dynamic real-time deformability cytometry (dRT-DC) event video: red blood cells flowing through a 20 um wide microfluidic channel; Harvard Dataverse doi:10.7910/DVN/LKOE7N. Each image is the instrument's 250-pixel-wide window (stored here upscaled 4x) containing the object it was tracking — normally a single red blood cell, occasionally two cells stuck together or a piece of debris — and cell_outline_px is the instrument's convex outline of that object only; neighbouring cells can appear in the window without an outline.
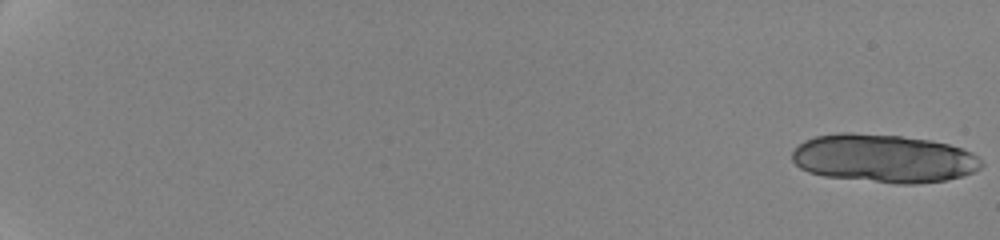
{"species": "human", "species_latin": "Homo sapiens", "temperature_condition": "cold", "stored_images_in_passage": 52, "camera_frame_rate_fps": 3000, "um_per_image_px": 0.085, "donor": {"sex": "female"}, "frame": {"image": 1, "passage_image": 1, "time_ms": 0.0, "image_size_px": [1000, 240], "cell_outline_px": [[984, 164], [980, 168], [964, 176], [944, 180], [920, 184], [896, 184], [824, 176], [808, 172], [800, 168], [792, 160], [792, 152], [804, 140], [816, 136], [840, 132], [852, 132], [900, 136], [928, 140], [948, 144], [972, 152]], "centroid_in_image_um": [75.1, 13.47], "position_along_channel_um": 9.9, "area_um2": 53.35}}
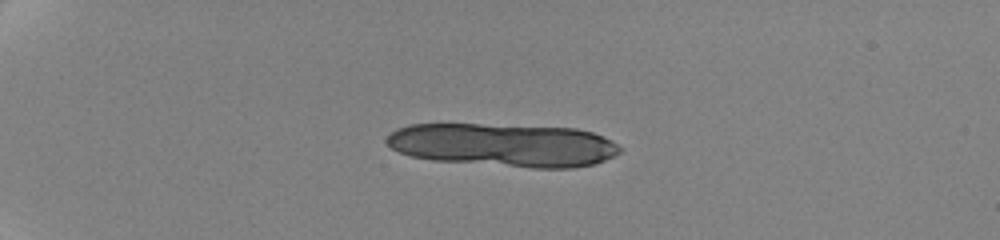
{"frame": {"image": 2, "passage_image": 33, "time_ms": 5.333, "image_size_px": [1000, 240], "cell_outline_px": [[624, 148], [620, 152], [604, 160], [592, 164], [572, 168], [532, 168], [432, 160], [412, 156], [400, 152], [392, 148], [384, 140], [392, 132], [400, 128], [412, 124], [480, 124], [576, 128], [592, 132], [612, 140]], "centroid_in_image_um": [42.83, 12.32], "position_along_channel_um": 42.2, "area_um2": 58.84}}